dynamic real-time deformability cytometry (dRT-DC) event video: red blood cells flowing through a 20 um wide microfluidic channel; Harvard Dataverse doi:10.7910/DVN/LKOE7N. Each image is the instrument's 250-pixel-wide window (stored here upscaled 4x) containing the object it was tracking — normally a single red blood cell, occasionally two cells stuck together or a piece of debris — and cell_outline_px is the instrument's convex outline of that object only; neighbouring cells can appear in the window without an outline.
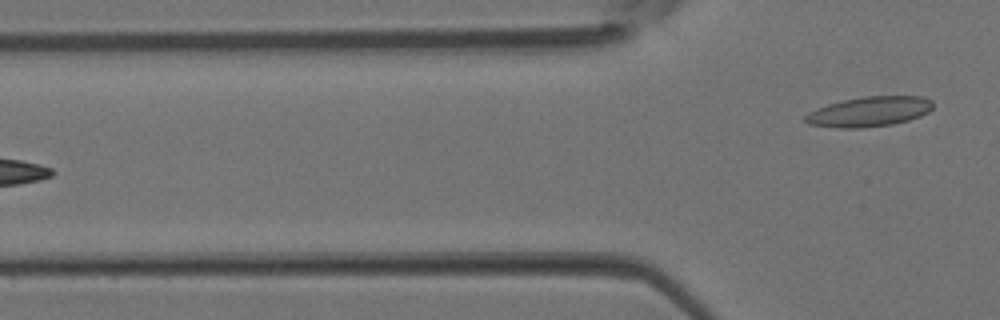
{"species": "Egyptian fruit bat (a non-hibernating species)", "species_latin": "Rousettus aegyptiacus", "temperature_condition": "room temperature", "stored_images_in_passage": 4, "camera_frame_rate_fps": 3000, "um_per_image_px": 0.085, "animal": {"sex": "female"}, "frame": {"image": 1, "passage_image": 4, "time_ms": 1.0, "image_size_px": [1000, 320], "cell_outline_px": [[932, 108], [928, 112], [920, 116], [908, 120], [892, 124], [860, 128], [840, 128], [808, 124], [804, 120], [804, 116], [808, 112], [816, 108], [840, 100], [864, 96], [920, 96], [932, 100]], "centroid_in_image_um": [73.85, 9.48], "position_along_channel_um": 51.9, "area_um2": 22.37}}